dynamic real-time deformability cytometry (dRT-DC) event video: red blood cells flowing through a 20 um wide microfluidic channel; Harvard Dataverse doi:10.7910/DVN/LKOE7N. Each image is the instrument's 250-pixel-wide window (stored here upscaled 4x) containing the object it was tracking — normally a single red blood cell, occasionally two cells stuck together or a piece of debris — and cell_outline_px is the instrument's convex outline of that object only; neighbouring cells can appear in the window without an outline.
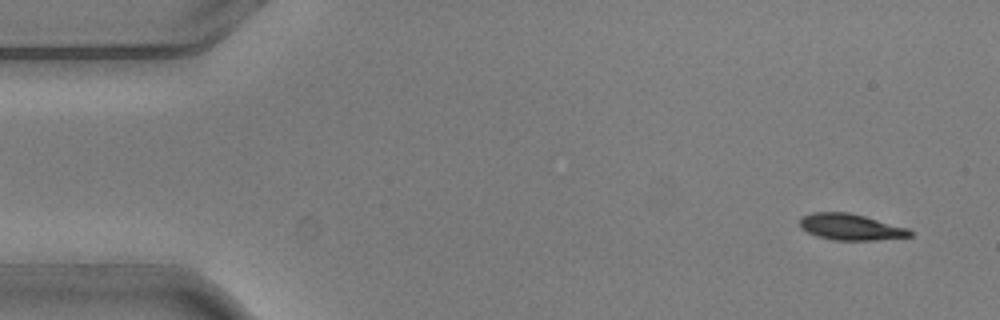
{"species": "common noctule bat (a hibernating species)", "species_latin": "Nyctalus noctula", "temperature_condition": "warm", "stored_images_in_passage": 5, "camera_frame_rate_fps": 3000, "um_per_image_px": 0.085, "animal": {"sex": "male", "body_mass_g": 20.5, "forearm_length_mm": 52.5}, "frame": {"image": 1, "passage_image": 1, "time_ms": 0.0, "image_size_px": [1000, 320], "cell_outline_px": [[912, 236], [876, 240], [832, 240], [816, 236], [800, 228], [800, 216], [812, 212], [848, 212], [864, 216], [908, 228], [912, 232]], "centroid_in_image_um": [72.26, 19.29], "position_along_channel_um": 12.7, "area_um2": 16.88}}
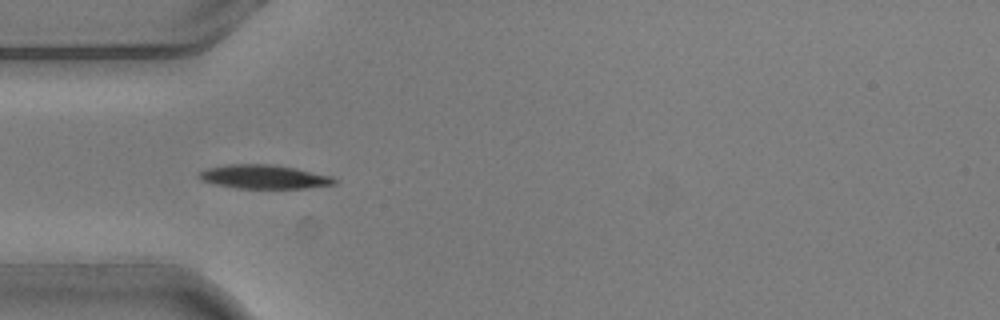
{"frame": {"image": 2, "passage_image": 4, "time_ms": 1.0, "image_size_px": [1000, 320], "cell_outline_px": [[336, 184], [308, 188], [236, 188], [216, 184], [200, 180], [196, 176], [200, 172], [208, 168], [228, 164], [276, 164], [296, 168], [332, 176], [336, 180]], "centroid_in_image_um": [22.45, 15.02], "position_along_channel_um": 62.6, "area_um2": 18.9}}